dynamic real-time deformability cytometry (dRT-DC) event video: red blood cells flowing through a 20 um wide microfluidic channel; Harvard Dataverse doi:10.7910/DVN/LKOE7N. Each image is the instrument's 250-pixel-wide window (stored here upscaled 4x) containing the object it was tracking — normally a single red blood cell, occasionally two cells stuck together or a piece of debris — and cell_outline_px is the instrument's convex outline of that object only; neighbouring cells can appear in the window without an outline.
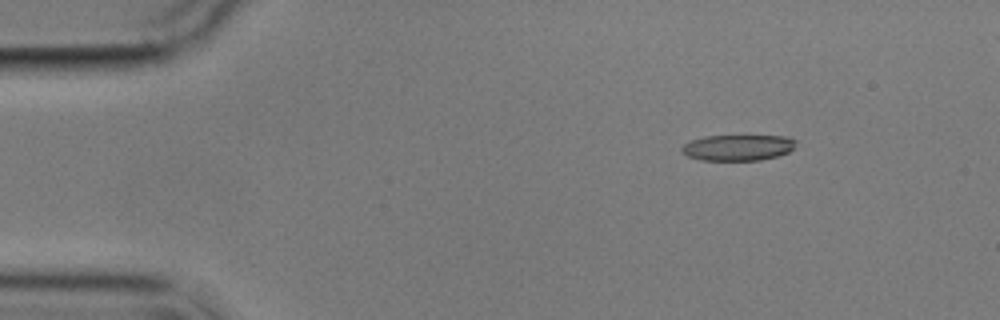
{"species": "common noctule bat (a hibernating species)", "species_latin": "Nyctalus noctula", "temperature_condition": "cold", "stored_images_in_passage": 5, "camera_frame_rate_fps": 3000, "um_per_image_px": 0.085, "animal": {"sex": "male", "body_mass_g": 17.9}, "frame": {"image": 1, "passage_image": 1, "time_ms": 0.0, "image_size_px": [1000, 320], "cell_outline_px": [[796, 148], [788, 152], [776, 156], [760, 160], [700, 160], [688, 156], [680, 152], [680, 148], [684, 144], [692, 140], [708, 136], [784, 136], [796, 140]], "centroid_in_image_um": [62.72, 12.55], "position_along_channel_um": 22.3, "area_um2": 17.22}}
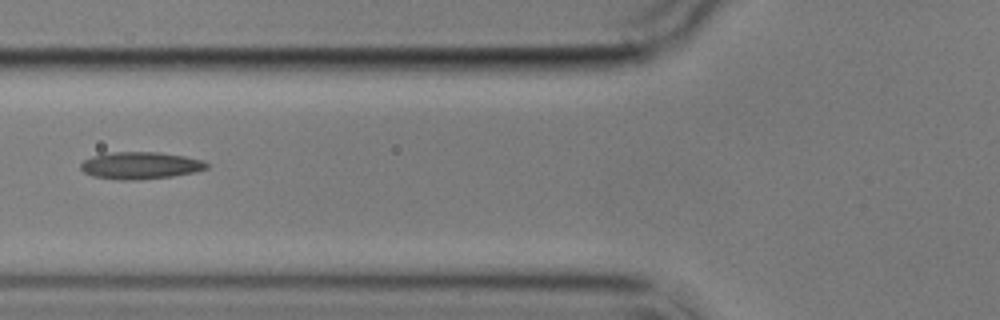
{"frame": {"image": 2, "passage_image": 5, "time_ms": 4.667, "image_size_px": [1000, 320], "cell_outline_px": [[208, 168], [192, 172], [172, 176], [132, 180], [120, 180], [92, 176], [84, 172], [80, 168], [80, 164], [84, 160], [92, 156], [112, 152], [160, 152], [184, 156], [204, 160], [208, 164]], "centroid_in_image_um": [11.92, 14.06], "position_along_channel_um": 113.9, "area_um2": 19.83}}